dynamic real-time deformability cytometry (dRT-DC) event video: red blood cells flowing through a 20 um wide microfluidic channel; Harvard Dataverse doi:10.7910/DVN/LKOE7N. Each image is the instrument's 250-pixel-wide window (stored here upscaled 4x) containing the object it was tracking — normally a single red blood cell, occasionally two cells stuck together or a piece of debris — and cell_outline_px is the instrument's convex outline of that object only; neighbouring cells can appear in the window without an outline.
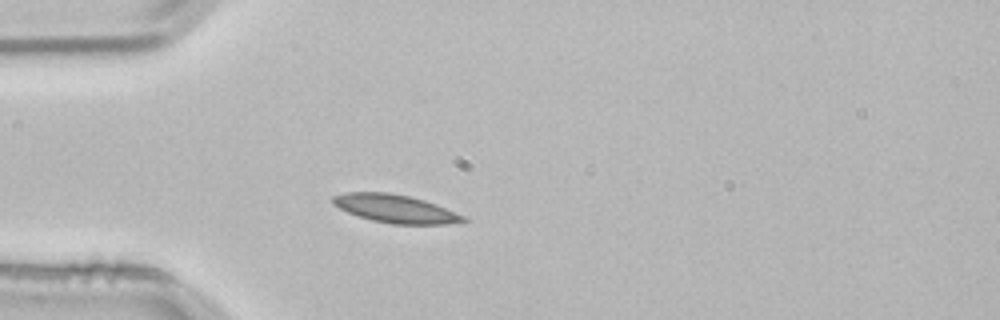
{"species": "common noctule bat (a hibernating species)", "species_latin": "Nyctalus noctula", "temperature_condition": "room temperature", "stored_images_in_passage": 2, "camera_frame_rate_fps": 3000, "um_per_image_px": 0.085, "animal": {"sex": "male", "body_mass_g": 21.5, "forearm_length_mm": 52.0}, "frame": {"image": 1, "passage_image": 2, "time_ms": 0.333, "image_size_px": [1000, 320], "cell_outline_px": [[468, 220], [448, 224], [392, 224], [372, 220], [348, 212], [332, 204], [332, 196], [348, 192], [388, 192], [408, 196], [424, 200], [436, 204], [464, 216]], "centroid_in_image_um": [33.59, 17.73], "position_along_channel_um": 51.4, "area_um2": 21.15}}